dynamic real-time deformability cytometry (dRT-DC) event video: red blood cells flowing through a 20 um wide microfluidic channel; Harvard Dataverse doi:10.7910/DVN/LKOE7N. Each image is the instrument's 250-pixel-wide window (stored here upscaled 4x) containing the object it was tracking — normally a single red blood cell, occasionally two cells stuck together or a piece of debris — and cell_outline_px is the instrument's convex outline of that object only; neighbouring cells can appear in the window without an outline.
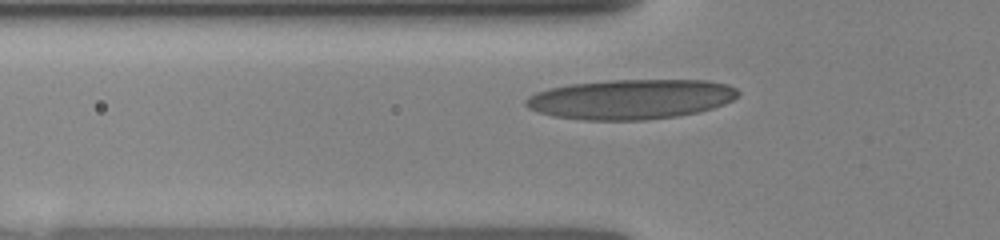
{"species": "human", "species_latin": "Homo sapiens", "temperature_condition": "room temperature", "stored_images_in_passage": 66, "camera_frame_rate_fps": 3000, "um_per_image_px": 0.085, "donor": {"sex": "female"}, "frame": {"image": 1, "passage_image": 18, "time_ms": 2.333, "image_size_px": [1000, 240], "cell_outline_px": [[740, 92], [732, 100], [724, 104], [712, 108], [696, 112], [676, 116], [644, 120], [584, 120], [552, 116], [536, 112], [528, 108], [524, 104], [524, 100], [528, 96], [536, 92], [548, 88], [568, 84], [608, 80], [708, 80], [728, 84], [736, 88]], "centroid_in_image_um": [53.58, 8.43], "position_along_channel_um": 72.2, "area_um2": 49.59}}
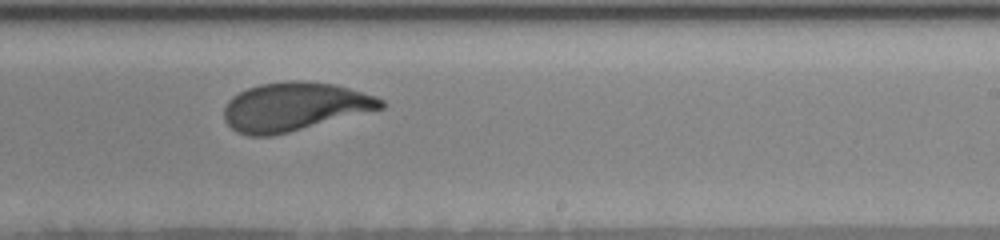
{"frame": {"image": 2, "passage_image": 47, "time_ms": 7.0, "image_size_px": [1000, 240], "cell_outline_px": [[384, 108], [272, 136], [248, 136], [236, 132], [224, 120], [224, 108], [228, 100], [232, 96], [248, 88], [260, 84], [292, 80], [336, 84], [376, 96], [384, 100]], "centroid_in_image_um": [25.0, 9.07], "position_along_channel_um": 264.0, "area_um2": 44.22}}
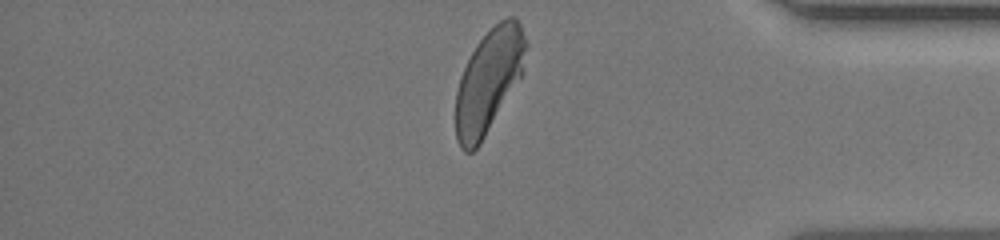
{"frame": {"image": 3, "passage_image": 66, "time_ms": 10.667, "image_size_px": [1000, 240], "cell_outline_px": [[528, 44], [524, 72], [480, 144], [472, 152], [464, 152], [460, 148], [456, 140], [456, 92], [460, 76], [476, 44], [500, 20], [508, 16], [516, 16], [520, 24]], "centroid_in_image_um": [41.56, 6.88], "position_along_channel_um": 393.6, "area_um2": 42.43}}